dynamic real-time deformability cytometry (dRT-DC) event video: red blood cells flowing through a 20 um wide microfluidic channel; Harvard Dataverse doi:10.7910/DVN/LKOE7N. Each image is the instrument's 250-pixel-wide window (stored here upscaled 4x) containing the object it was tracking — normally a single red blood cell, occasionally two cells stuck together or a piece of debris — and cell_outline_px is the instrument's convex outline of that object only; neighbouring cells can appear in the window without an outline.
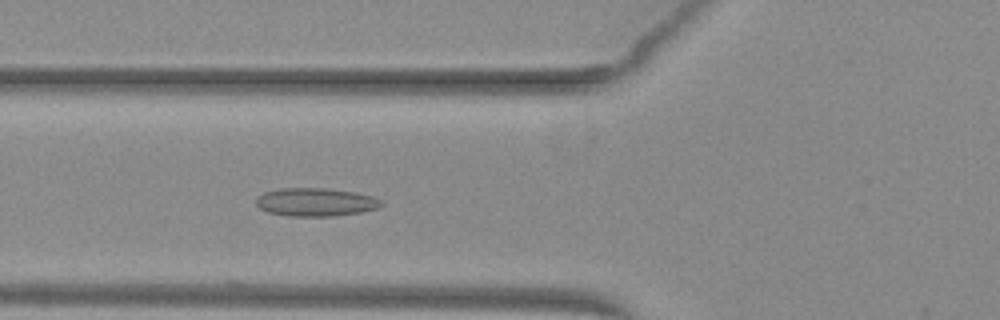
{"species": "common noctule bat (a hibernating species)", "species_latin": "Nyctalus noctula", "temperature_condition": "warm", "stored_images_in_passage": 37, "camera_frame_rate_fps": 3000, "um_per_image_px": 0.085, "animal": {"sex": "female", "body_mass_g": 29.2, "forearm_length_mm": 56.3}, "frame": {"image": 1, "passage_image": 5, "time_ms": 1.333, "image_size_px": [1000, 320], "cell_outline_px": [[384, 204], [376, 208], [360, 212], [336, 216], [288, 216], [268, 212], [260, 208], [256, 204], [256, 196], [264, 192], [280, 188], [324, 188], [352, 192], [372, 196], [380, 200]], "centroid_in_image_um": [26.78, 17.18], "position_along_channel_um": 99.0, "area_um2": 20.52}}
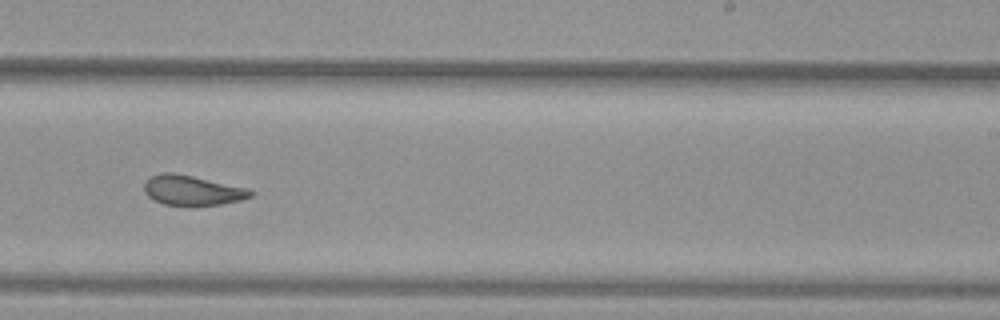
{"frame": {"image": 2, "passage_image": 18, "time_ms": 5.667, "image_size_px": [1000, 320], "cell_outline_px": [[256, 192], [252, 196], [240, 200], [220, 204], [188, 208], [164, 204], [152, 200], [144, 192], [144, 184], [152, 176], [164, 172], [172, 172], [192, 176], [248, 188]], "centroid_in_image_um": [16.34, 16.22], "position_along_channel_um": 272.7, "area_um2": 18.96}}
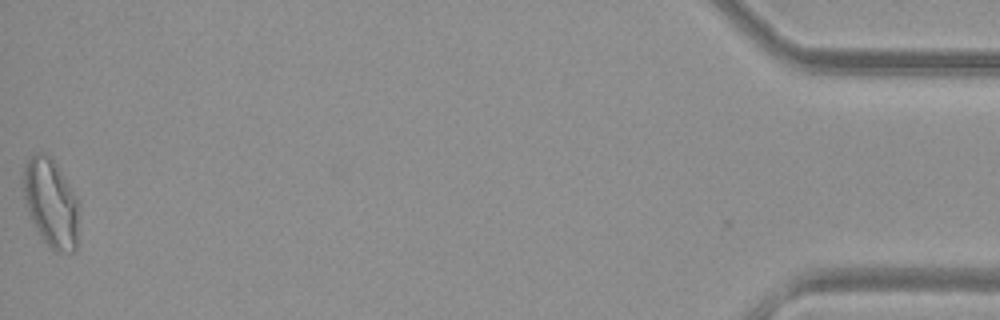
{"frame": {"image": 3, "passage_image": 37, "time_ms": 12.0, "image_size_px": [1000, 320], "cell_outline_px": [[80, 204], [76, 248], [72, 252], [52, 252], [40, 236], [28, 212], [24, 196], [24, 164], [36, 152], [44, 152], [52, 156], [80, 200]], "centroid_in_image_um": [4.38, 17.25], "position_along_channel_um": 430.8, "area_um2": 29.25}, "authors_computed_cell_mechanics": {"area_um2": 19.363, "velocity_mm_per_s": 4.0041, "shape_relaxation_time_tau1_ms": null, "shape_relaxation_time_tau2_ms": 1.5341, "deformation_change_tau1": null, "deformation_change_tau2": 0.0822}}